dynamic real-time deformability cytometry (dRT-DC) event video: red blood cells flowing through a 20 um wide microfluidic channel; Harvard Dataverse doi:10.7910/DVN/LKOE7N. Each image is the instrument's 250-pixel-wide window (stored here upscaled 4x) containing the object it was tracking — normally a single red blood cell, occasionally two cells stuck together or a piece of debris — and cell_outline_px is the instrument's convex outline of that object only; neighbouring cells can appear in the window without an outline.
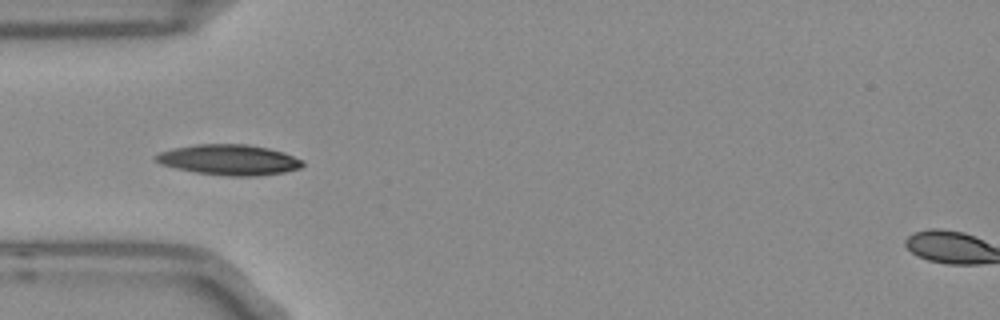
{"species": "Egyptian fruit bat (a non-hibernating species)", "species_latin": "Rousettus aegyptiacus", "temperature_condition": "room temperature", "stored_images_in_passage": 54, "camera_frame_rate_fps": 3000, "um_per_image_px": 0.085, "frame": {"image": 1, "passage_image": 16, "time_ms": 5.0, "image_size_px": [1000, 320], "cell_outline_px": [[304, 164], [300, 168], [284, 172], [256, 176], [228, 176], [196, 172], [176, 168], [160, 164], [152, 156], [160, 152], [172, 148], [196, 144], [248, 144], [268, 148], [284, 152], [304, 160]], "centroid_in_image_um": [19.48, 13.58], "position_along_channel_um": 65.5, "area_um2": 26.18}}
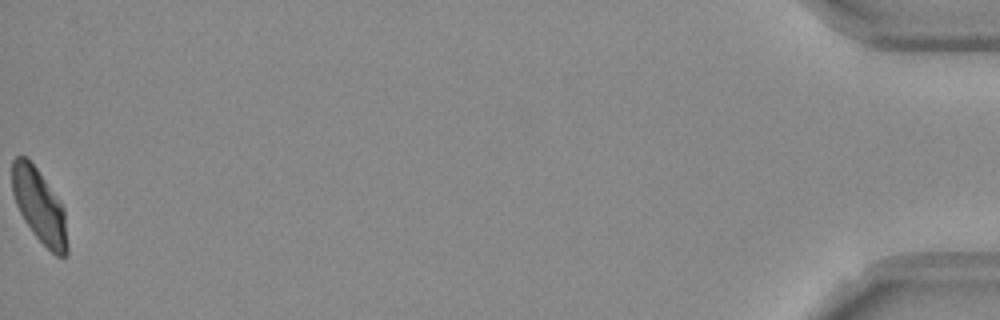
{"frame": {"image": 2, "passage_image": 54, "time_ms": 17.667, "image_size_px": [1000, 320], "cell_outline_px": [[68, 252], [64, 256], [56, 256], [32, 232], [24, 220], [16, 204], [12, 192], [12, 160], [16, 156], [24, 156], [36, 168], [64, 208], [68, 244]], "centroid_in_image_um": [3.34, 17.53], "position_along_channel_um": 431.9, "area_um2": 23.29}, "authors_computed_cell_mechanics": {"area_um2": 23.987, "velocity_mm_per_s": 3.7187, "shape_relaxation_time_tau1_ms": 3.1258, "shape_relaxation_time_tau2_ms": 2.936, "deformation_change_tau1": 0.1154, "deformation_change_tau2": 0.0708}}